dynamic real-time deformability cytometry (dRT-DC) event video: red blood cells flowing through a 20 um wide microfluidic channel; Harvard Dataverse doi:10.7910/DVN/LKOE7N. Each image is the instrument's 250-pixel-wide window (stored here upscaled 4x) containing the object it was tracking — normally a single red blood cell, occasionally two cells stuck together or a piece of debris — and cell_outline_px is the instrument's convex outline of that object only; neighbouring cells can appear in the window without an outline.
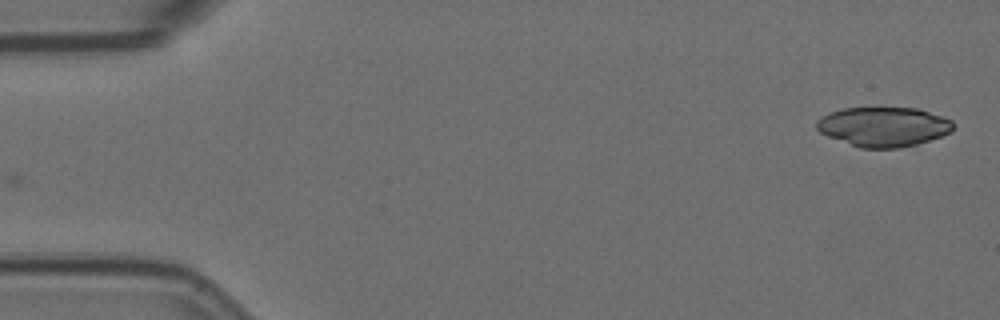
{"species": "Egyptian fruit bat (a non-hibernating species)", "species_latin": "Rousettus aegyptiacus", "temperature_condition": "room temperature", "stored_images_in_passage": 2, "camera_frame_rate_fps": 3000, "um_per_image_px": 0.085, "animal": {"sex": "female"}, "frame": {"image": 1, "passage_image": 2, "time_ms": 0.333, "image_size_px": [1000, 320], "cell_outline_px": [[952, 132], [916, 144], [900, 148], [860, 148], [828, 136], [820, 132], [816, 128], [816, 120], [820, 116], [828, 112], [844, 108], [916, 108], [952, 120]], "centroid_in_image_um": [75.04, 10.77], "position_along_channel_um": 10.0, "area_um2": 31.33}}